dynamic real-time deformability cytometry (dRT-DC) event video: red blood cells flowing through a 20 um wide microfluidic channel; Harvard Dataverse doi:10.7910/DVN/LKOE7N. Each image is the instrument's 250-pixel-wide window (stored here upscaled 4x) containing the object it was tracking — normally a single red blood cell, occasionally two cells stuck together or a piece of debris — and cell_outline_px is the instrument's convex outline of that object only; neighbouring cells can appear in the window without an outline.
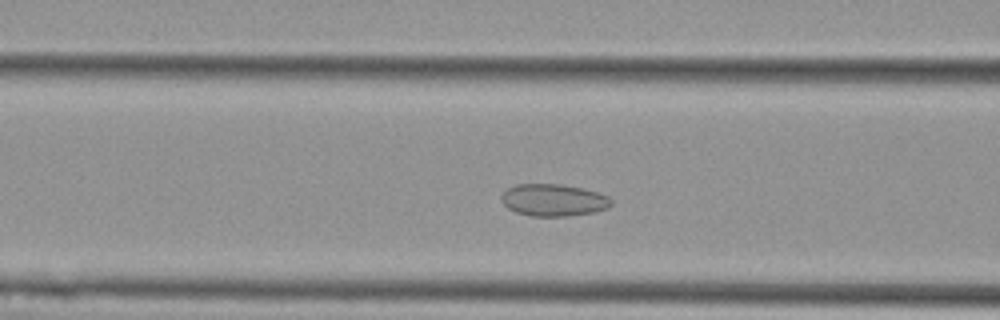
{"species": "Egyptian fruit bat (a non-hibernating species)", "species_latin": "Rousettus aegyptiacus", "temperature_condition": "cold", "stored_images_in_passage": 45, "camera_frame_rate_fps": 3000, "um_per_image_px": 0.085, "animal": {"sex": "female"}, "frame": {"image": 1, "passage_image": 13, "time_ms": 4.0, "image_size_px": [1000, 320], "cell_outline_px": [[612, 204], [608, 208], [596, 212], [564, 216], [528, 216], [516, 212], [508, 208], [500, 200], [500, 196], [508, 188], [516, 184], [560, 184], [584, 188], [608, 196], [612, 200]], "centroid_in_image_um": [47.04, 17.01], "position_along_channel_um": 119.6, "area_um2": 20.69}}
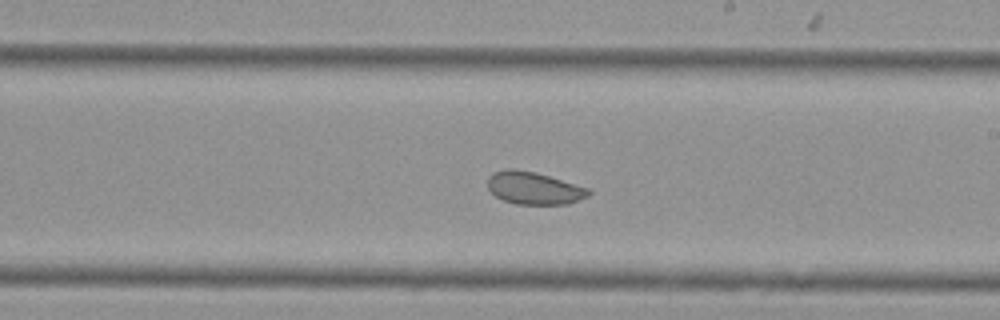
{"frame": {"image": 2, "passage_image": 23, "time_ms": 7.333, "image_size_px": [1000, 320], "cell_outline_px": [[592, 192], [588, 196], [568, 204], [516, 204], [504, 200], [496, 196], [488, 188], [488, 176], [492, 172], [508, 168], [512, 168], [536, 172], [588, 188]], "centroid_in_image_um": [45.37, 15.98], "position_along_channel_um": 243.6, "area_um2": 19.07}}
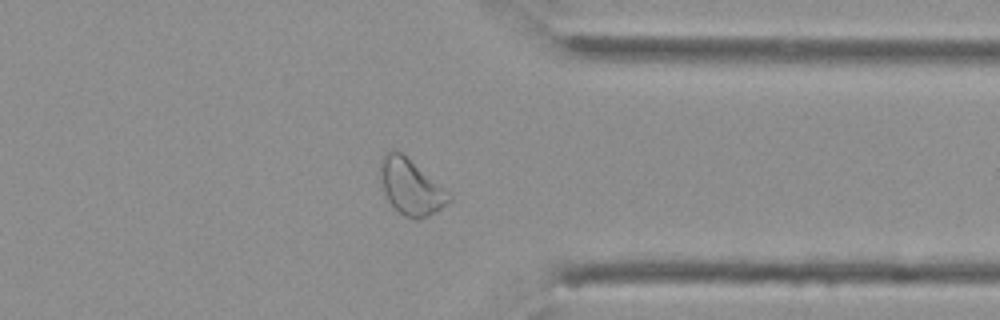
{"frame": {"image": 3, "passage_image": 34, "time_ms": 11.0, "image_size_px": [1000, 320], "cell_outline_px": [[452, 200], [448, 204], [428, 216], [416, 220], [412, 220], [404, 216], [388, 200], [384, 192], [380, 176], [380, 160], [392, 148], [400, 152], [444, 188], [452, 196]], "centroid_in_image_um": [34.92, 15.91], "position_along_channel_um": 376.5, "area_um2": 21.91}, "authors_computed_cell_mechanics": {"area_um2": 21.097, "velocity_mm_per_s": 3.7338, "shape_relaxation_time_tau1_ms": null, "shape_relaxation_time_tau2_ms": 11.3356, "deformation_change_tau1": null, "deformation_change_tau2": 0.1043}}